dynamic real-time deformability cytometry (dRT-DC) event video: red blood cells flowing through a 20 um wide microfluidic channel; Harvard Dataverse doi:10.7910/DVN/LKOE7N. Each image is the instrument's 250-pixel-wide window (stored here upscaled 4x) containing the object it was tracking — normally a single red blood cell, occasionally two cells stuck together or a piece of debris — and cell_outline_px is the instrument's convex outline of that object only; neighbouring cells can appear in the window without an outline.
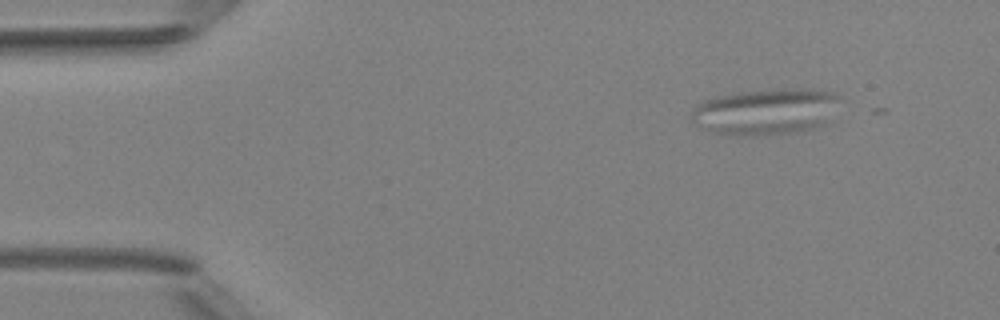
{"species": "Egyptian fruit bat (a non-hibernating species)", "species_latin": "Rousettus aegyptiacus", "temperature_condition": "room temperature", "stored_images_in_passage": 6, "camera_frame_rate_fps": 3000, "um_per_image_px": 0.085, "animal": {"sex": "female"}, "frame": {"image": 1, "passage_image": 1, "time_ms": 0.0, "image_size_px": [1000, 320], "cell_outline_px": [[840, 96], [824, 120], [820, 124], [812, 128], [796, 132], [772, 136], [732, 136], [700, 128], [692, 120], [692, 112], [696, 104], [704, 100], [720, 96], [740, 92], [792, 88], [808, 88], [832, 92]], "centroid_in_image_um": [65.0, 9.5], "position_along_channel_um": 20.0, "area_um2": 39.59}}
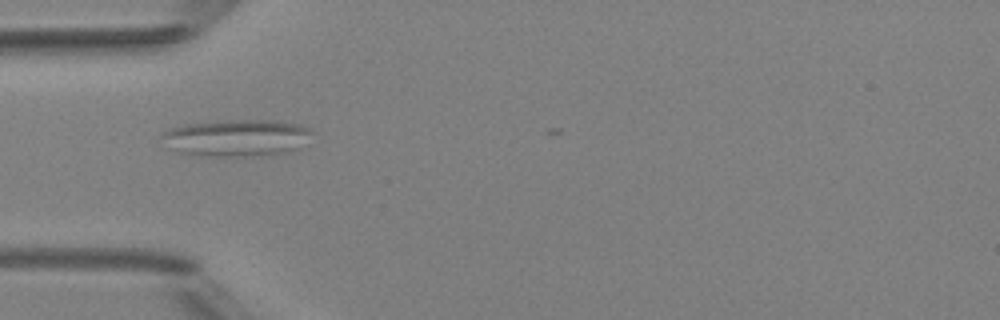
{"frame": {"image": 2, "passage_image": 4, "time_ms": 3.333, "image_size_px": [1000, 320], "cell_outline_px": [[312, 132], [296, 148], [288, 152], [260, 156], [196, 156], [180, 152], [168, 148], [160, 136], [164, 132], [172, 128], [184, 124], [224, 120], [276, 120], [300, 124], [312, 128]], "centroid_in_image_um": [20.07, 11.71], "position_along_channel_um": 64.9, "area_um2": 32.43}}